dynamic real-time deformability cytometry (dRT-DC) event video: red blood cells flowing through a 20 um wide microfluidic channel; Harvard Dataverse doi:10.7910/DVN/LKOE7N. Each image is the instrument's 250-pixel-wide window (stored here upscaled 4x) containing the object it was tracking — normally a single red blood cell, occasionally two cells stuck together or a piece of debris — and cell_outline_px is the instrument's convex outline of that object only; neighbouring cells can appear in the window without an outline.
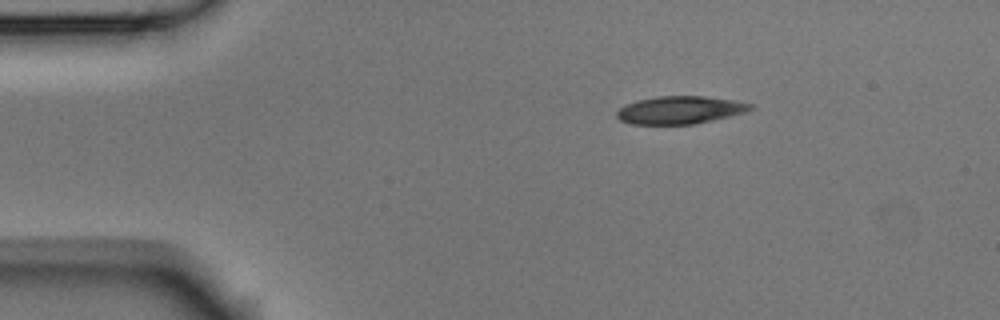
{"species": "Egyptian fruit bat (a non-hibernating species)", "species_latin": "Rousettus aegyptiacus", "temperature_condition": "room temperature", "stored_images_in_passage": 3, "camera_frame_rate_fps": 3000, "um_per_image_px": 0.085, "animal": {"sex": "male"}, "frame": {"image": 1, "passage_image": 1, "time_ms": 0.0, "image_size_px": [1000, 320], "cell_outline_px": [[752, 108], [744, 112], [696, 124], [632, 124], [620, 120], [616, 116], [616, 112], [624, 104], [636, 100], [656, 96], [704, 96], [736, 100], [752, 104]], "centroid_in_image_um": [57.76, 9.34], "position_along_channel_um": 27.2, "area_um2": 21.62}}
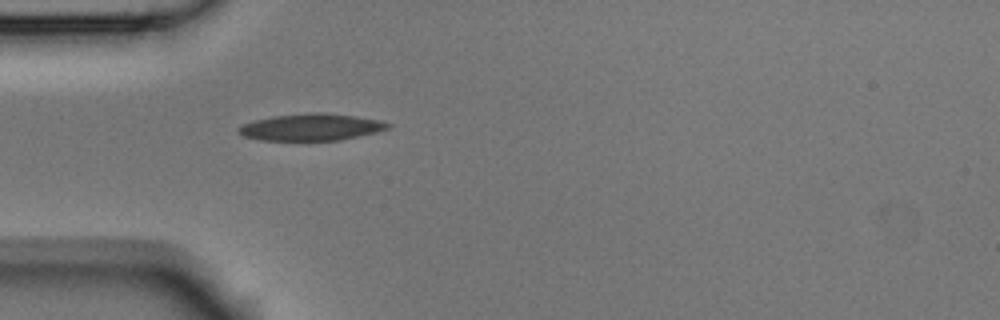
{"frame": {"image": 2, "passage_image": 3, "time_ms": 0.667, "image_size_px": [1000, 320], "cell_outline_px": [[392, 124], [388, 128], [376, 132], [340, 140], [260, 140], [244, 136], [236, 132], [236, 128], [244, 124], [256, 120], [272, 116], [316, 112], [320, 112], [356, 116], [380, 120]], "centroid_in_image_um": [26.44, 10.8], "position_along_channel_um": 58.6, "area_um2": 23.24}}